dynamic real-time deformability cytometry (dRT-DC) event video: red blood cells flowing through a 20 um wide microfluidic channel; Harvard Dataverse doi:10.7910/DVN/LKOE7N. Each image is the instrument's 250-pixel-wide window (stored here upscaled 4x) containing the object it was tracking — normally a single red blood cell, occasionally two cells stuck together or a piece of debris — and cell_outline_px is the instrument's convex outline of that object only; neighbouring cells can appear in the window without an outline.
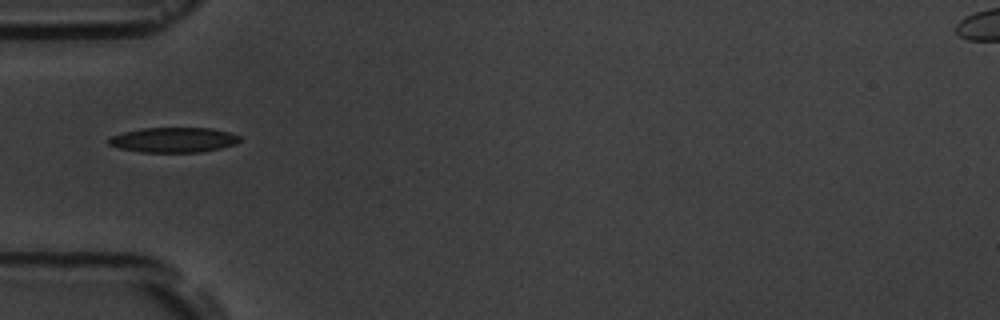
{"species": "common noctule bat (a hibernating species)", "species_latin": "Nyctalus noctula", "temperature_condition": "room temperature", "stored_images_in_passage": 3, "camera_frame_rate_fps": 3000, "um_per_image_px": 0.085, "animal": {"sex": "male", "body_mass_g": 19.5, "forearm_length_mm": 54.6}, "frame": {"image": 1, "passage_image": 1, "time_ms": 0.0, "image_size_px": [1000, 320], "cell_outline_px": [[240, 140], [236, 144], [220, 148], [200, 152], [140, 152], [120, 148], [108, 144], [108, 140], [112, 136], [124, 132], [144, 128], [212, 128], [228, 132], [240, 136]], "centroid_in_image_um": [14.77, 11.89], "position_along_channel_um": 70.2, "area_um2": 18.96}}
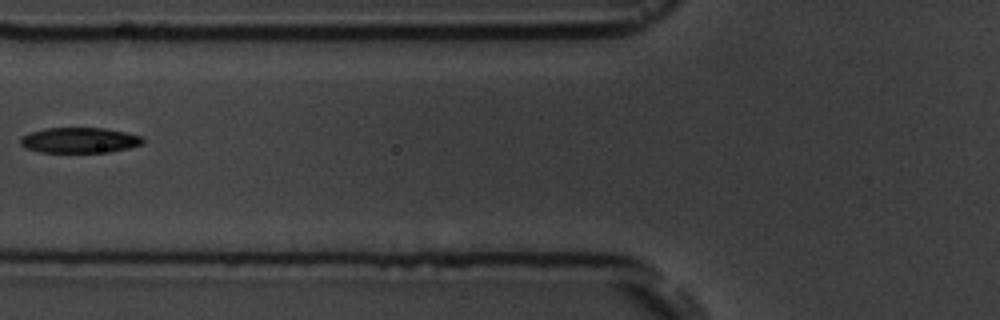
{"frame": {"image": 2, "passage_image": 2, "time_ms": 1.333, "image_size_px": [1000, 320], "cell_outline_px": [[144, 144], [128, 148], [108, 152], [40, 152], [24, 148], [20, 144], [20, 136], [28, 132], [44, 128], [104, 128], [124, 132], [140, 136], [144, 140]], "centroid_in_image_um": [6.7, 11.92], "position_along_channel_um": 119.1, "area_um2": 18.26}}
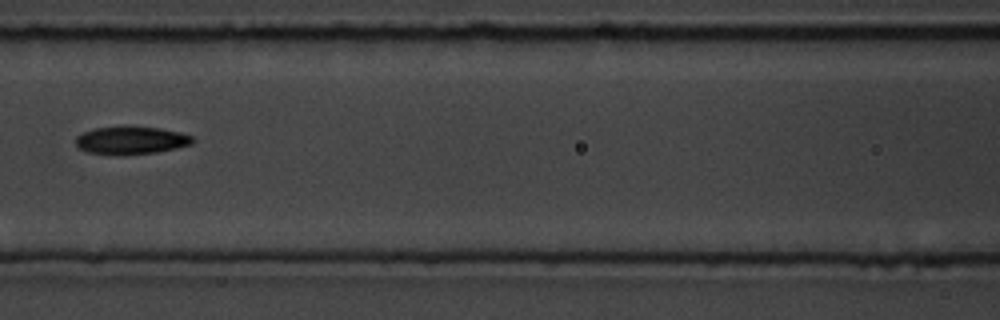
{"frame": {"image": 3, "passage_image": 3, "time_ms": 2.333, "image_size_px": [1000, 320], "cell_outline_px": [[196, 140], [192, 144], [176, 148], [156, 152], [124, 156], [112, 156], [88, 152], [80, 148], [76, 144], [76, 136], [84, 132], [96, 128], [160, 128], [180, 132], [192, 136]], "centroid_in_image_um": [11.16, 11.97], "position_along_channel_um": 155.4, "area_um2": 18.79}}